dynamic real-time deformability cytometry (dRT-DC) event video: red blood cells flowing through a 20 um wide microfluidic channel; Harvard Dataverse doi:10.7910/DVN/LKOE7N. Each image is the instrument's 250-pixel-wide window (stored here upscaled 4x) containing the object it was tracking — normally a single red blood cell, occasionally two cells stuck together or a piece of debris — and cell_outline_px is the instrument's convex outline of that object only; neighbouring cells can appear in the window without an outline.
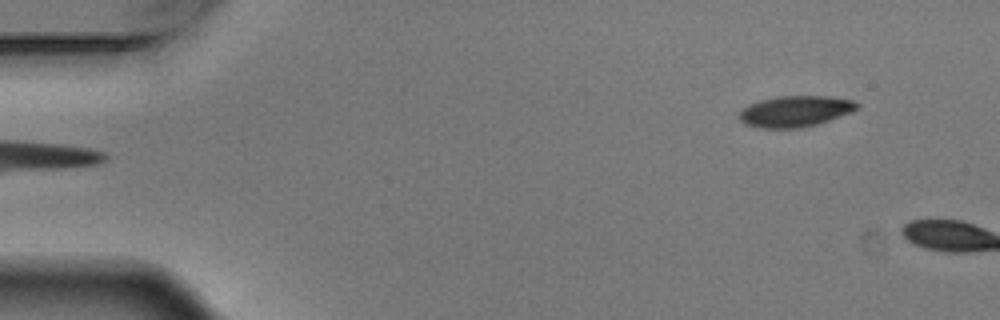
{"species": "Egyptian fruit bat (a non-hibernating species)", "species_latin": "Rousettus aegyptiacus", "temperature_condition": "warm", "stored_images_in_passage": 2, "camera_frame_rate_fps": 3000, "um_per_image_px": 0.085, "animal": {"sex": "male"}, "frame": {"image": 1, "passage_image": 1, "time_ms": 0.0, "image_size_px": [1000, 320], "cell_outline_px": [[860, 108], [852, 112], [816, 124], [800, 128], [760, 128], [744, 124], [740, 120], [740, 112], [748, 104], [760, 100], [776, 96], [828, 96], [852, 100], [860, 104]], "centroid_in_image_um": [67.6, 9.45], "position_along_channel_um": 17.4, "area_um2": 21.33}}